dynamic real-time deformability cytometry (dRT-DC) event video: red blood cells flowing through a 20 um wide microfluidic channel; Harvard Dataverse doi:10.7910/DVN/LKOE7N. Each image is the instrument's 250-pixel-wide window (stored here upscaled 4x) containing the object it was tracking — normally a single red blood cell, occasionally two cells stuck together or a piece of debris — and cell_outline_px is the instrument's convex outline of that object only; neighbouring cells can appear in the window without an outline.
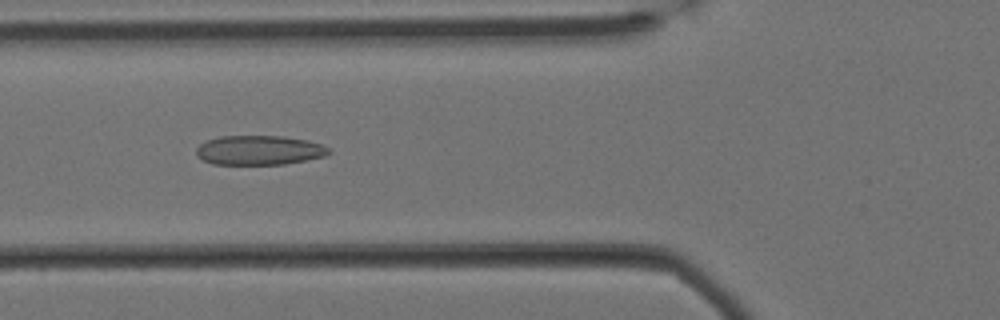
{"species": "Egyptian fruit bat (a non-hibernating species)", "species_latin": "Rousettus aegyptiacus", "temperature_condition": "cold", "stored_images_in_passage": 50, "camera_frame_rate_fps": 3000, "um_per_image_px": 0.085, "animal": {"sex": "female"}, "frame": {"image": 1, "passage_image": 12, "time_ms": 3.667, "image_size_px": [1000, 320], "cell_outline_px": [[332, 152], [324, 156], [284, 164], [212, 164], [196, 156], [196, 148], [200, 144], [208, 140], [220, 136], [284, 136], [308, 140], [320, 144], [328, 148]], "centroid_in_image_um": [22.01, 12.76], "position_along_channel_um": 103.8, "area_um2": 22.66}}
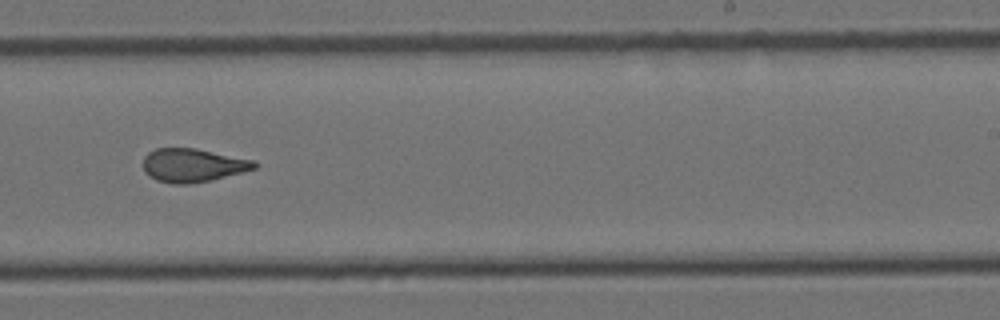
{"frame": {"image": 2, "passage_image": 27, "time_ms": 8.667, "image_size_px": [1000, 320], "cell_outline_px": [[260, 164], [256, 168], [244, 172], [212, 180], [188, 184], [172, 184], [156, 180], [144, 172], [144, 156], [148, 152], [156, 148], [196, 148], [256, 160]], "centroid_in_image_um": [16.43, 14.04], "position_along_channel_um": 272.6, "area_um2": 22.02}}
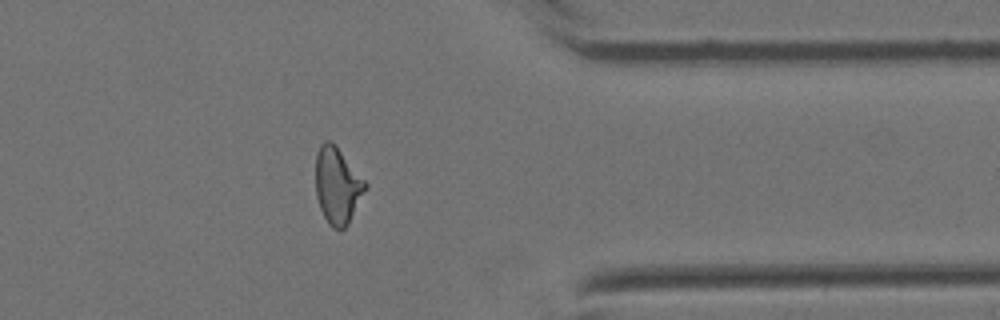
{"frame": {"image": 3, "passage_image": 38, "time_ms": 12.333, "image_size_px": [1000, 320], "cell_outline_px": [[368, 188], [348, 224], [344, 228], [332, 228], [328, 224], [320, 208], [316, 196], [316, 152], [320, 144], [324, 140], [332, 140], [336, 144], [368, 184]], "centroid_in_image_um": [28.69, 15.74], "position_along_channel_um": 382.7, "area_um2": 22.43}, "authors_computed_cell_mechanics": {"area_um2": 22.253, "velocity_mm_per_s": 3.3794, "shape_relaxation_time_tau1_ms": null, "shape_relaxation_time_tau2_ms": 2.1008, "deformation_change_tau1": null, "deformation_change_tau2": 0.104}}